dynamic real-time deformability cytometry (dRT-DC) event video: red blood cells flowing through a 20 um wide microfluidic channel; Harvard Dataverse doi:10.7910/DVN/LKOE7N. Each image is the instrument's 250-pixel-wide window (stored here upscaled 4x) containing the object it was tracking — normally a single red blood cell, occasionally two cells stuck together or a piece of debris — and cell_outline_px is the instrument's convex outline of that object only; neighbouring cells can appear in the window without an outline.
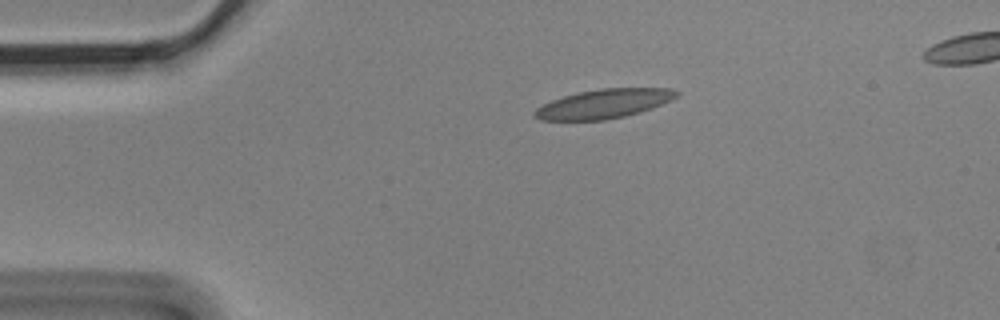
{"species": "Egyptian fruit bat (a non-hibernating species)", "species_latin": "Rousettus aegyptiacus", "temperature_condition": "cold", "stored_images_in_passage": 3, "camera_frame_rate_fps": 3000, "um_per_image_px": 0.085, "animal": {"sex": "male"}, "frame": {"image": 1, "passage_image": 1, "time_ms": 0.0, "image_size_px": [1000, 320], "cell_outline_px": [[680, 92], [672, 100], [652, 108], [640, 112], [624, 116], [604, 120], [540, 120], [532, 116], [532, 112], [536, 108], [552, 100], [564, 96], [580, 92], [600, 88], [668, 88]], "centroid_in_image_um": [51.31, 8.82], "position_along_channel_um": 33.7, "area_um2": 24.04}}